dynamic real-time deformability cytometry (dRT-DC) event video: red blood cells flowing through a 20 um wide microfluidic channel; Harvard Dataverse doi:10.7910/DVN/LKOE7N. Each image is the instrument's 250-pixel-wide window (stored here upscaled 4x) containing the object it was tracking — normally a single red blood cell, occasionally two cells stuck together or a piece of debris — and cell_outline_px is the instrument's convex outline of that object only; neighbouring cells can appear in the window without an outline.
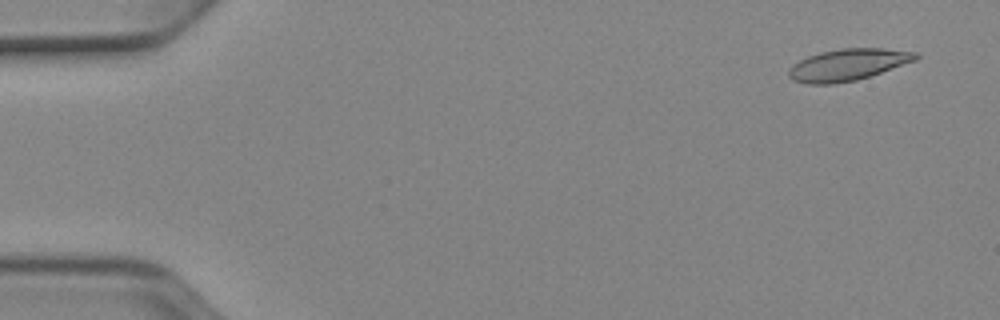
{"species": "Egyptian fruit bat (a non-hibernating species)", "species_latin": "Rousettus aegyptiacus", "temperature_condition": "cold", "stored_images_in_passage": 52, "camera_frame_rate_fps": 3000, "um_per_image_px": 0.085, "animal": {"sex": "female"}, "frame": {"image": 1, "passage_image": 3, "time_ms": 0.667, "image_size_px": [1000, 320], "cell_outline_px": [[920, 56], [916, 60], [856, 80], [832, 84], [808, 84], [792, 80], [788, 76], [788, 68], [792, 64], [808, 56], [820, 52], [840, 48], [884, 48], [916, 52]], "centroid_in_image_um": [72.02, 5.5], "position_along_channel_um": 13.0, "area_um2": 23.41}}
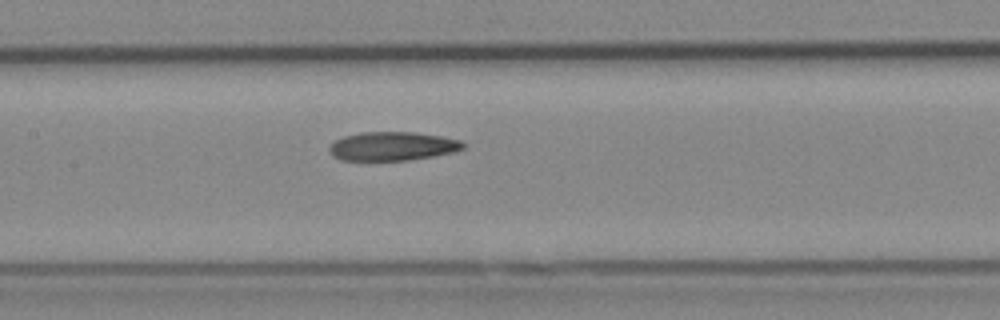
{"frame": {"image": 2, "passage_image": 25, "time_ms": 8.0, "image_size_px": [1000, 320], "cell_outline_px": [[464, 148], [452, 152], [432, 156], [408, 160], [340, 160], [332, 156], [328, 148], [336, 140], [344, 136], [360, 132], [416, 132], [440, 136], [460, 140], [464, 144]], "centroid_in_image_um": [33.33, 12.42], "position_along_channel_um": 174.1, "area_um2": 22.31}}
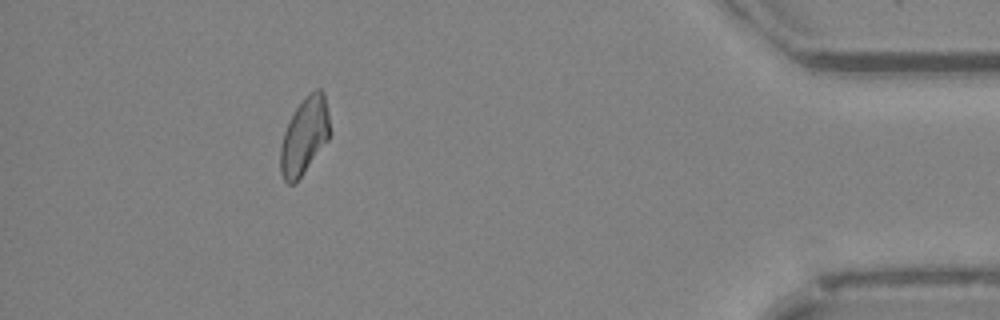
{"frame": {"image": 3, "passage_image": 47, "time_ms": 15.333, "image_size_px": [1000, 320], "cell_outline_px": [[328, 140], [296, 184], [288, 184], [284, 180], [280, 172], [280, 148], [284, 132], [296, 108], [316, 88], [320, 88], [324, 92], [328, 112]], "centroid_in_image_um": [25.86, 11.62], "position_along_channel_um": 409.3, "area_um2": 21.73}, "authors_computed_cell_mechanics": {"area_um2": 23.2356, "velocity_mm_per_s": 3.9081, "shape_relaxation_time_tau1_ms": null, "shape_relaxation_time_tau2_ms": 9.3166, "deformation_change_tau1": null, "deformation_change_tau2": 0.1914}}